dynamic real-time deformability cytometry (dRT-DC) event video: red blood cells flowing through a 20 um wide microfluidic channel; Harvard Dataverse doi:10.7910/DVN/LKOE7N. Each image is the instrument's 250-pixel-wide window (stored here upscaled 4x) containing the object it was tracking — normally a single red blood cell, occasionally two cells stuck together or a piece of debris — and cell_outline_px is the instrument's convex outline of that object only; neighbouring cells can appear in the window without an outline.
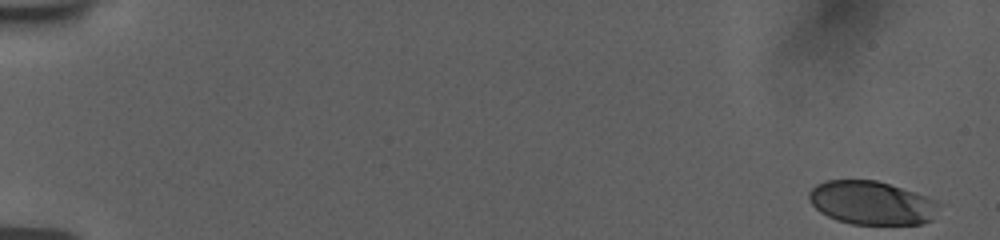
{"species": "human", "species_latin": "Homo sapiens", "temperature_condition": "room temperature", "stored_images_in_passage": 55, "camera_frame_rate_fps": 3000, "um_per_image_px": 0.085, "donor": {"sex": "female"}, "frame": {"image": 1, "passage_image": 1, "time_ms": 0.0, "image_size_px": [1000, 240], "cell_outline_px": [[940, 204], [932, 220], [920, 224], [852, 224], [836, 220], [820, 212], [808, 200], [808, 192], [816, 184], [824, 180], [876, 180], [928, 196], [936, 200]], "centroid_in_image_um": [74.08, 17.24], "position_along_channel_um": 10.9, "area_um2": 33.12}}
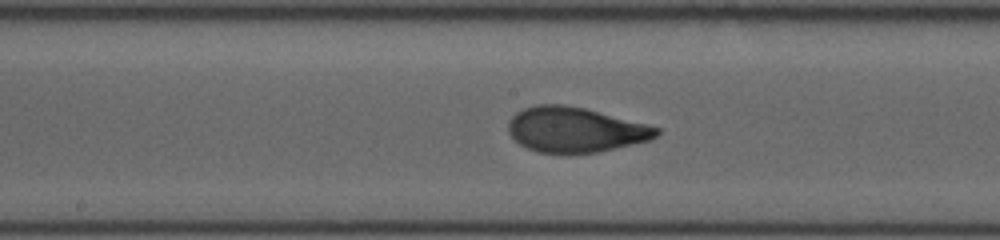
{"frame": {"image": 2, "passage_image": 30, "time_ms": 9.667, "image_size_px": [1000, 240], "cell_outline_px": [[660, 132], [656, 136], [648, 140], [632, 144], [596, 152], [536, 152], [520, 144], [508, 132], [508, 120], [516, 112], [524, 108], [536, 104], [564, 104], [584, 108], [648, 124], [660, 128]], "centroid_in_image_um": [48.87, 11.0], "position_along_channel_um": 199.3, "area_um2": 38.55}}
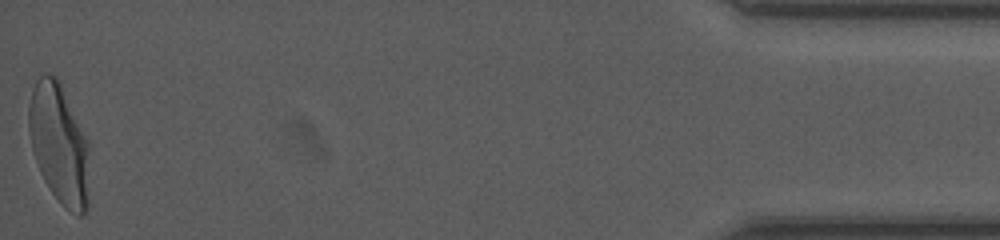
{"frame": {"image": 3, "passage_image": 55, "time_ms": 18.0, "image_size_px": [1000, 240], "cell_outline_px": [[88, 208], [80, 216], [76, 216], [64, 208], [52, 192], [44, 180], [40, 172], [32, 148], [28, 128], [28, 104], [32, 88], [36, 80], [44, 72], [56, 76], [60, 80], [88, 140]], "centroid_in_image_um": [5.02, 12.2], "position_along_channel_um": 430.2, "area_um2": 42.77}, "authors_computed_cell_mechanics": {"area_um2": 37.9746, "velocity_mm_per_s": 3.7774, "shape_relaxation_time_tau1_ms": 3.5782, "shape_relaxation_time_tau2_ms": null, "deformation_change_tau1": 0.1878, "deformation_change_tau2": null}}